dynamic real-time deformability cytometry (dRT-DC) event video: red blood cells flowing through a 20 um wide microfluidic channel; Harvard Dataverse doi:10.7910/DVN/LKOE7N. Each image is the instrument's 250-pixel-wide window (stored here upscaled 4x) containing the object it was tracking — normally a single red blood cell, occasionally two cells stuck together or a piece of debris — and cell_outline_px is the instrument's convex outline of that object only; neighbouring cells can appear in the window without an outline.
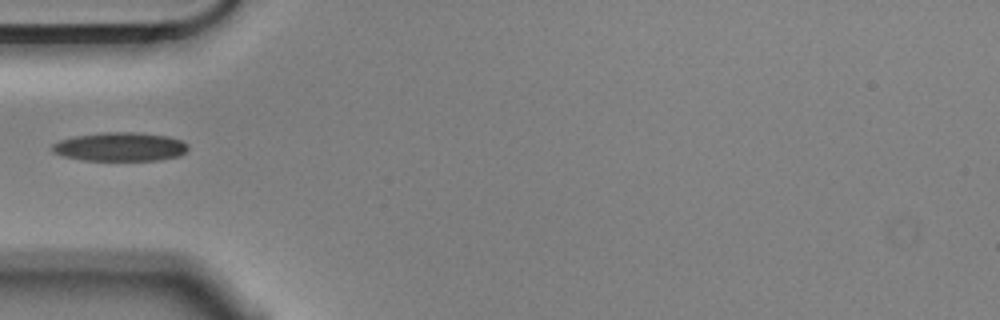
{"species": "Egyptian fruit bat (a non-hibernating species)", "species_latin": "Rousettus aegyptiacus", "temperature_condition": "cold", "stored_images_in_passage": 38, "camera_frame_rate_fps": 3000, "um_per_image_px": 0.085, "animal": {"sex": "male"}, "frame": {"image": 1, "passage_image": 1, "time_ms": 0.0, "image_size_px": [1000, 320], "cell_outline_px": [[188, 148], [180, 156], [160, 160], [84, 160], [64, 156], [52, 152], [52, 144], [60, 140], [72, 136], [104, 132], [136, 132], [168, 136], [180, 140], [188, 144]], "centroid_in_image_um": [10.21, 12.47], "position_along_channel_um": 74.8, "area_um2": 22.83}}
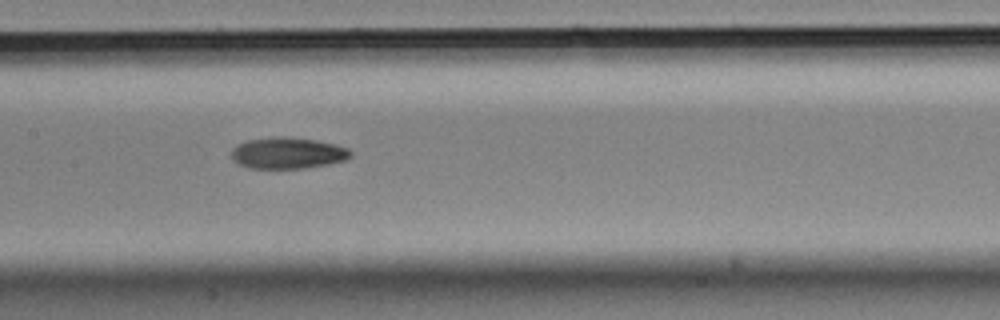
{"frame": {"image": 2, "passage_image": 10, "time_ms": 3.0, "image_size_px": [1000, 320], "cell_outline_px": [[352, 156], [348, 160], [328, 164], [304, 168], [248, 168], [232, 160], [232, 148], [236, 144], [248, 140], [272, 136], [284, 136], [316, 140], [336, 144], [348, 148], [352, 152]], "centroid_in_image_um": [24.47, 13.0], "position_along_channel_um": 182.9, "area_um2": 22.02}}
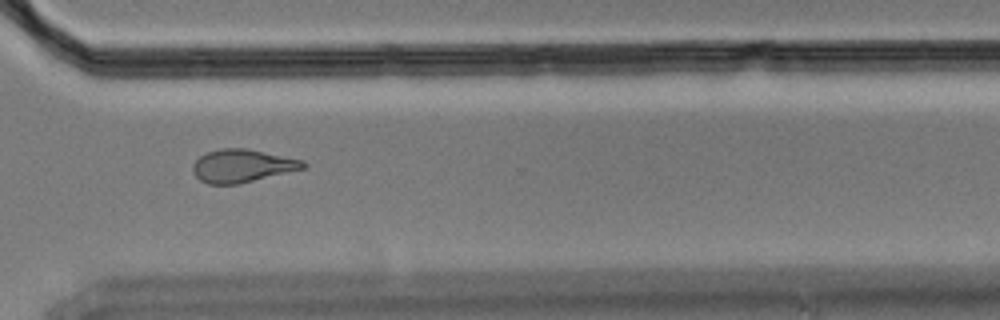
{"frame": {"image": 3, "passage_image": 23, "time_ms": 7.333, "image_size_px": [1000, 320], "cell_outline_px": [[308, 164], [304, 168], [240, 184], [208, 184], [200, 180], [192, 172], [192, 164], [200, 156], [208, 152], [220, 148], [244, 148], [304, 160]], "centroid_in_image_um": [20.57, 14.1], "position_along_channel_um": 350.0, "area_um2": 21.15}}